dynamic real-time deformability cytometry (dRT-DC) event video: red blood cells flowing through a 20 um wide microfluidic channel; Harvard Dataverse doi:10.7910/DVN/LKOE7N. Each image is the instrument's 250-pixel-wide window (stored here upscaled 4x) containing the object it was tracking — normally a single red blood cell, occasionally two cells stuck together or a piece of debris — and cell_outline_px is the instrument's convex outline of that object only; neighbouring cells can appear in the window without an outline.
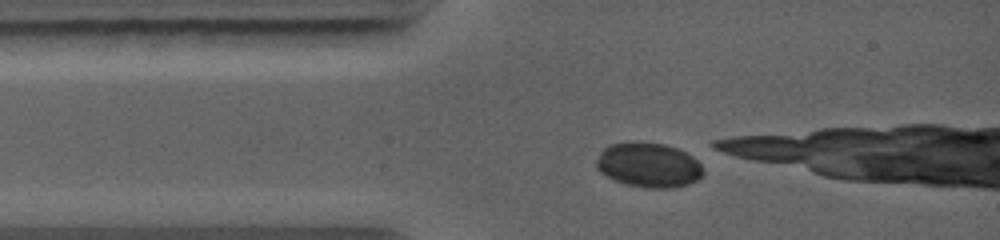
{"species": "common noctule bat (a hibernating species)", "species_latin": "Nyctalus noctula", "temperature_condition": "warm", "stored_images_in_passage": 6, "camera_frame_rate_fps": 5000, "um_per_image_px": 0.085, "animal": {"sex": "female", "body_mass_g": 19.0, "forearm_length_mm": 56.7}, "frame": {"image": 1, "passage_image": 1, "time_ms": 0.0, "image_size_px": [1000, 240], "cell_outline_px": [[704, 176], [700, 180], [688, 184], [672, 188], [644, 188], [624, 184], [600, 172], [596, 168], [596, 160], [600, 152], [608, 144], [664, 144], [676, 148], [692, 156], [700, 164], [704, 172]], "centroid_in_image_um": [55.16, 14.08], "position_along_channel_um": 29.8, "area_um2": 27.46}}
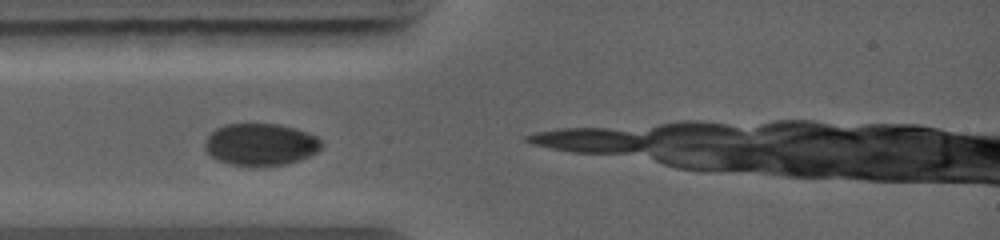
{"frame": {"image": 2, "passage_image": 4, "time_ms": 1.0, "image_size_px": [1000, 240], "cell_outline_px": [[320, 148], [316, 152], [300, 160], [288, 164], [232, 164], [220, 160], [212, 156], [204, 148], [204, 144], [208, 136], [216, 128], [224, 124], [280, 124], [296, 128], [308, 132], [316, 136], [320, 140]], "centroid_in_image_um": [22.16, 12.24], "position_along_channel_um": 62.8, "area_um2": 28.03}}